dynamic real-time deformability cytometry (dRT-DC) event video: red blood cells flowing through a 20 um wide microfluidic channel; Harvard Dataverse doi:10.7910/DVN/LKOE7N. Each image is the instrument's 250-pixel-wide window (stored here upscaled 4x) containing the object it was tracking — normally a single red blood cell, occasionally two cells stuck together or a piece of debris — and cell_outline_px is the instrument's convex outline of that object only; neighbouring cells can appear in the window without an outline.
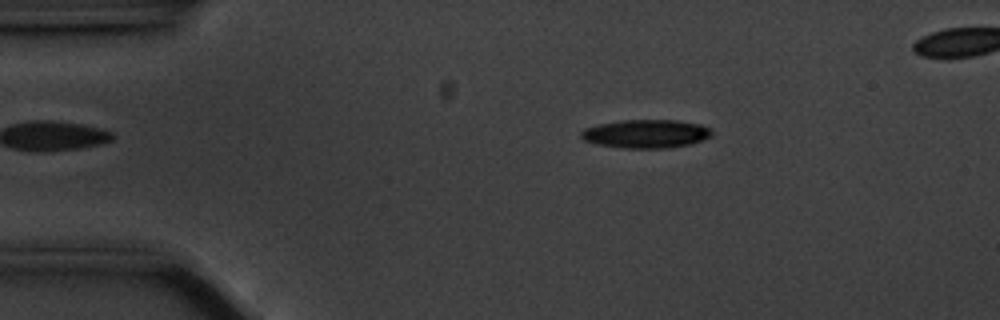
{"species": "common noctule bat (a hibernating species)", "species_latin": "Nyctalus noctula", "temperature_condition": "cold", "stored_images_in_passage": 47, "camera_frame_rate_fps": 3000, "um_per_image_px": 0.085, "animal": {"sex": "male", "body_mass_g": 20.1, "forearm_length_mm": 53.5}, "frame": {"image": 1, "passage_image": 3, "time_ms": 0.667, "image_size_px": [1000, 320], "cell_outline_px": [[712, 136], [688, 144], [664, 148], [624, 148], [600, 144], [584, 140], [580, 136], [580, 132], [584, 128], [600, 124], [624, 120], [676, 120], [700, 124], [708, 128], [712, 132]], "centroid_in_image_um": [54.89, 11.36], "position_along_channel_um": 30.1, "area_um2": 21.33}}
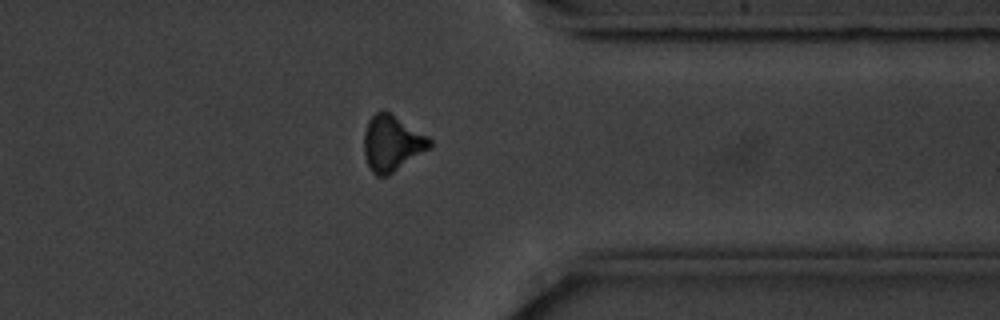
{"frame": {"image": 2, "passage_image": 37, "time_ms": 12.0, "image_size_px": [1000, 320], "cell_outline_px": [[432, 148], [388, 176], [376, 176], [372, 172], [364, 156], [364, 132], [368, 120], [376, 112], [384, 108], [428, 136], [432, 140]], "centroid_in_image_um": [33.33, 12.17], "position_along_channel_um": 378.1, "area_um2": 21.79}}
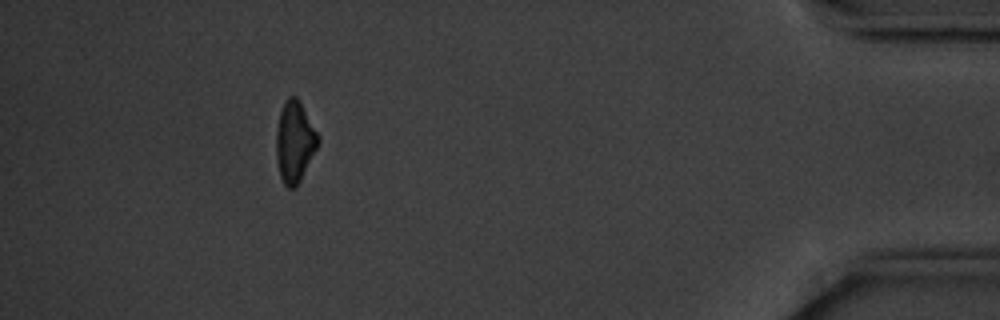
{"frame": {"image": 3, "passage_image": 44, "time_ms": 14.333, "image_size_px": [1000, 320], "cell_outline_px": [[320, 140], [296, 188], [288, 188], [284, 184], [280, 176], [276, 160], [276, 128], [280, 112], [288, 96], [296, 96], [300, 100], [320, 136]], "centroid_in_image_um": [25.04, 12.03], "position_along_channel_um": 410.2, "area_um2": 19.83}}